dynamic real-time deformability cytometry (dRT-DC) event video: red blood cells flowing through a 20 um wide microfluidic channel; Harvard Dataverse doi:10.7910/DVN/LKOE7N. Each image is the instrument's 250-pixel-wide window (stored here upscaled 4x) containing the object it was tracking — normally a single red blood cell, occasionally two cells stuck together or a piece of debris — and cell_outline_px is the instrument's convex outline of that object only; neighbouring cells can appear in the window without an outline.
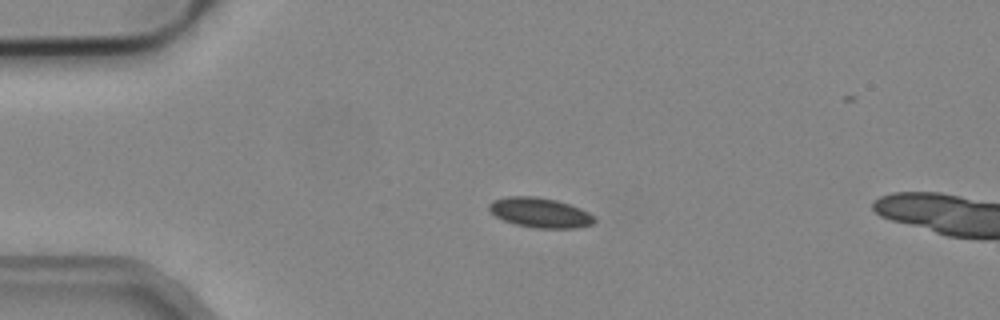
{"species": "common noctule bat (a hibernating species)", "species_latin": "Nyctalus noctula", "temperature_condition": "cold", "stored_images_in_passage": 4, "camera_frame_rate_fps": 3000, "um_per_image_px": 0.085, "animal": {"sex": "male", "body_mass_g": 19.2, "forearm_length_mm": 51.8}, "frame": {"image": 1, "passage_image": 2, "time_ms": 0.333, "image_size_px": [1000, 320], "cell_outline_px": [[596, 220], [592, 224], [576, 228], [536, 228], [516, 224], [504, 220], [496, 216], [488, 208], [488, 204], [492, 200], [504, 196], [536, 196], [556, 200], [580, 208], [588, 212]], "centroid_in_image_um": [45.87, 18.06], "position_along_channel_um": 39.1, "area_um2": 18.26}}